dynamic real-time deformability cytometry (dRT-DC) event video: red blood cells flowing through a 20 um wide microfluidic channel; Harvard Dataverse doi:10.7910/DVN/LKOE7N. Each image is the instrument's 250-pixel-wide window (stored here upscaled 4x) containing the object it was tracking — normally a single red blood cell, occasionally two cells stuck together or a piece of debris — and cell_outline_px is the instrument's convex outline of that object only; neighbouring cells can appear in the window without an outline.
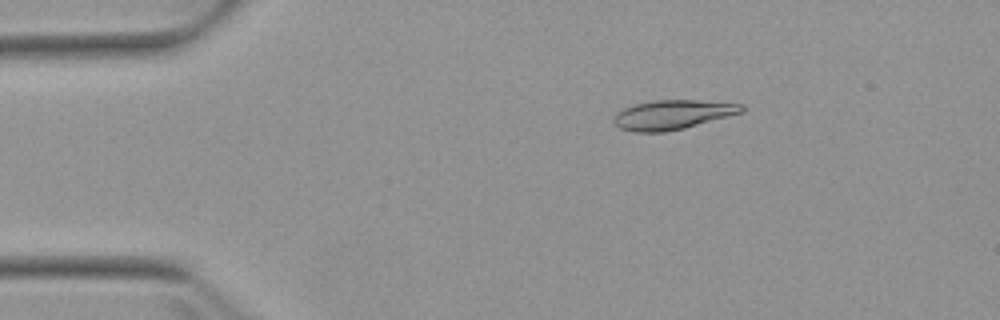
{"species": "Egyptian fruit bat (a non-hibernating species)", "species_latin": "Rousettus aegyptiacus", "temperature_condition": "warm", "stored_images_in_passage": 7, "camera_frame_rate_fps": 3000, "um_per_image_px": 0.085, "animal": {"sex": "female"}, "frame": {"image": 1, "passage_image": 2, "time_ms": 1.0, "image_size_px": [1000, 320], "cell_outline_px": [[744, 112], [684, 128], [664, 132], [632, 132], [620, 128], [612, 120], [616, 112], [624, 108], [636, 104], [656, 100], [696, 100], [744, 104]], "centroid_in_image_um": [57.17, 9.75], "position_along_channel_um": 27.8, "area_um2": 21.85}}
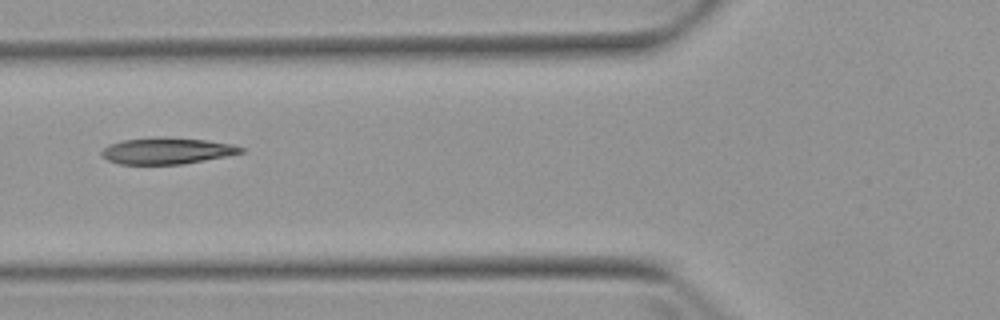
{"frame": {"image": 2, "passage_image": 5, "time_ms": 4.667, "image_size_px": [1000, 320], "cell_outline_px": [[244, 152], [228, 156], [184, 164], [120, 164], [108, 160], [100, 156], [100, 152], [108, 144], [124, 140], [156, 136], [208, 140], [232, 144], [244, 148]], "centroid_in_image_um": [14.18, 12.82], "position_along_channel_um": 111.6, "area_um2": 21.68}}
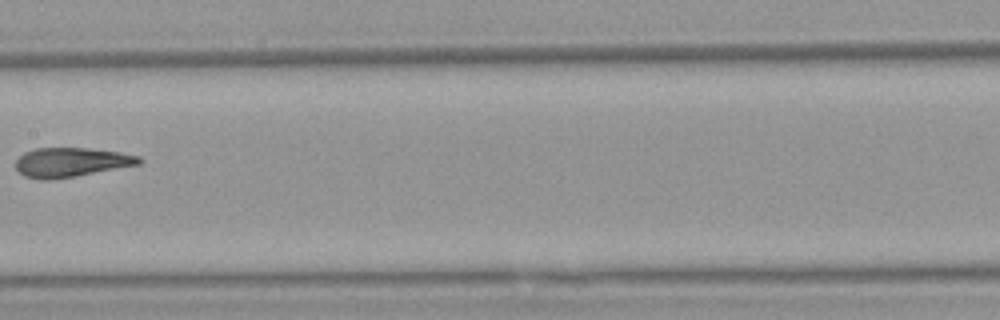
{"frame": {"image": 3, "passage_image": 7, "time_ms": 7.0, "image_size_px": [1000, 320], "cell_outline_px": [[144, 160], [140, 164], [76, 176], [48, 180], [40, 180], [24, 176], [16, 168], [16, 160], [24, 152], [36, 148], [88, 148], [120, 152], [140, 156]], "centroid_in_image_um": [6.05, 13.79], "position_along_channel_um": 201.3, "area_um2": 21.1}}